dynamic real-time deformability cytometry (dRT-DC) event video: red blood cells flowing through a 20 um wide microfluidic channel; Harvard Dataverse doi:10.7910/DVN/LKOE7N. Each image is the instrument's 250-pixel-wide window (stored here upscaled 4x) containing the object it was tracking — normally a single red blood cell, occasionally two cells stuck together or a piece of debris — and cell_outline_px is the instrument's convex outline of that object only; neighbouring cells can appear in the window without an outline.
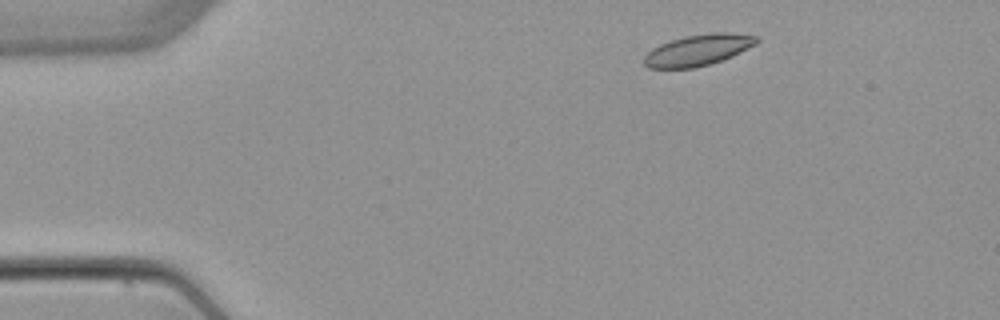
{"species": "common noctule bat (a hibernating species)", "species_latin": "Nyctalus noctula", "temperature_condition": "warm", "stored_images_in_passage": 3, "camera_frame_rate_fps": 3000, "um_per_image_px": 0.085, "animal": {"sex": "female", "body_mass_g": 22.7, "forearm_length_mm": 54.2}, "frame": {"image": 1, "passage_image": 1, "time_ms": 0.0, "image_size_px": [1000, 320], "cell_outline_px": [[760, 40], [756, 44], [732, 56], [696, 68], [648, 68], [644, 64], [644, 56], [652, 48], [660, 44], [684, 36], [712, 32], [732, 32], [756, 36]], "centroid_in_image_um": [59.34, 4.24], "position_along_channel_um": 25.7, "area_um2": 20.4}}